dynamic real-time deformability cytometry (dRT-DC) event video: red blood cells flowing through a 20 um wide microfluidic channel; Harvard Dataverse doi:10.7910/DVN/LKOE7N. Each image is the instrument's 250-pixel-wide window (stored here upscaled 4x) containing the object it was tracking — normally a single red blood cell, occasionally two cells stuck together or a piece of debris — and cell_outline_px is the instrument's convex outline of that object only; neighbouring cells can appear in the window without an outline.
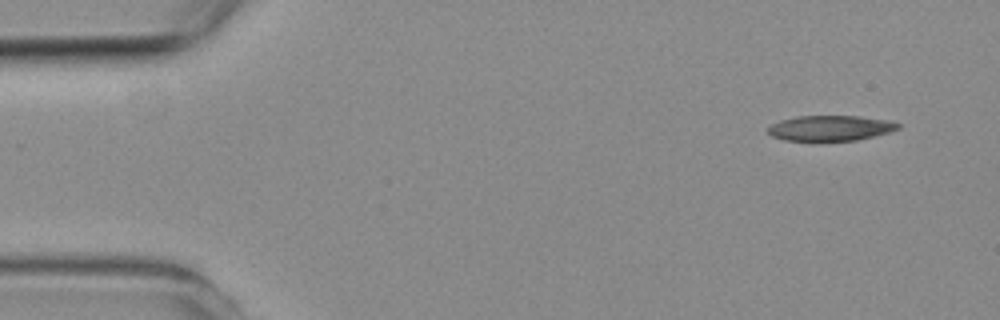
{"species": "common noctule bat (a hibernating species)", "species_latin": "Nyctalus noctula", "temperature_condition": "room temperature", "stored_images_in_passage": 3, "camera_frame_rate_fps": 3000, "um_per_image_px": 0.085, "animal": {"sex": "female", "body_mass_g": 19.3, "forearm_length_mm": 54.1}, "frame": {"image": 1, "passage_image": 1, "time_ms": 0.0, "image_size_px": [1000, 320], "cell_outline_px": [[900, 128], [888, 132], [856, 140], [784, 140], [772, 136], [768, 132], [768, 128], [772, 124], [780, 120], [796, 116], [860, 116], [892, 120], [900, 124]], "centroid_in_image_um": [70.6, 10.87], "position_along_channel_um": 14.4, "area_um2": 19.07}}
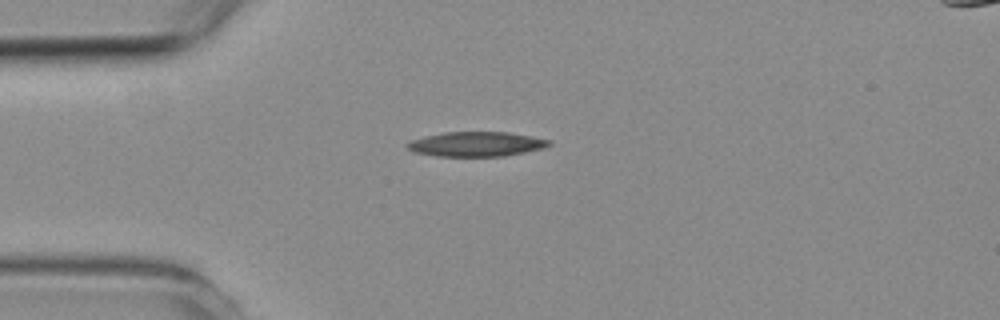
{"frame": {"image": 2, "passage_image": 3, "time_ms": 3.0, "image_size_px": [1000, 320], "cell_outline_px": [[552, 144], [544, 148], [504, 156], [436, 156], [412, 152], [404, 144], [412, 140], [424, 136], [444, 132], [508, 132], [532, 136], [552, 140]], "centroid_in_image_um": [40.48, 12.24], "position_along_channel_um": 44.5, "area_um2": 20.52}}